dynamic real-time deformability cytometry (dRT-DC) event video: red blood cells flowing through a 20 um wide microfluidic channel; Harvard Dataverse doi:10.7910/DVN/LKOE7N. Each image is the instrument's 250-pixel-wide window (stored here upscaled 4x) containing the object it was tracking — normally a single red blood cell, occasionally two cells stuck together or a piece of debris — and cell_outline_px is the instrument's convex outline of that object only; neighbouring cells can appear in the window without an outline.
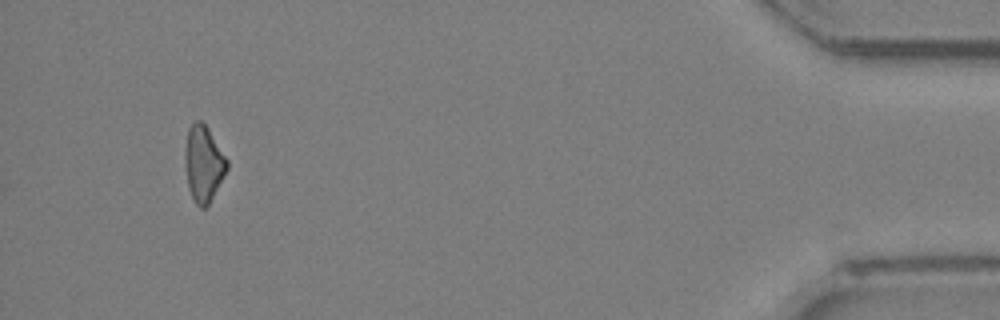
{"species": "Egyptian fruit bat (a non-hibernating species)", "species_latin": "Rousettus aegyptiacus", "temperature_condition": "room temperature", "stored_images_in_passage": 24, "camera_frame_rate_fps": 3000, "um_per_image_px": 0.085, "animal": {"sex": "female"}, "frame": {"image": 1, "passage_image": 24, "time_ms": 7.667, "image_size_px": [1000, 320], "cell_outline_px": [[228, 168], [208, 204], [204, 208], [200, 208], [192, 200], [188, 188], [184, 164], [184, 152], [188, 128], [196, 120], [200, 120], [208, 128], [228, 160]], "centroid_in_image_um": [17.27, 13.91], "position_along_channel_um": 417.9, "area_um2": 18.67}}